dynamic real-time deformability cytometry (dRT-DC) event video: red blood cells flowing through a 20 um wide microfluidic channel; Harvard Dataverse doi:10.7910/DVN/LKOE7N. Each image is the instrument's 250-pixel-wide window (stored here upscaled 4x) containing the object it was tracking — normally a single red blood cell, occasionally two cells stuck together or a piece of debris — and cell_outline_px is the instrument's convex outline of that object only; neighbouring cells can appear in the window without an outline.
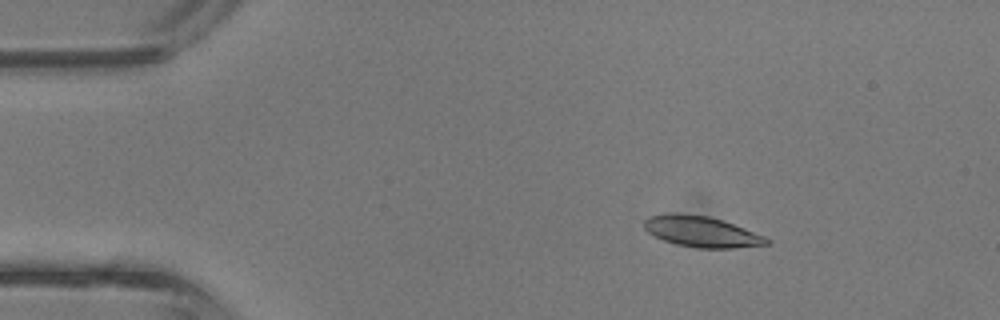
{"species": "common noctule bat (a hibernating species)", "species_latin": "Nyctalus noctula", "temperature_condition": "room temperature", "stored_images_in_passage": 4, "camera_frame_rate_fps": 3000, "um_per_image_px": 0.085, "animal": {"sex": "male", "body_mass_g": 13.3}, "frame": {"image": 1, "passage_image": 2, "time_ms": 0.333, "image_size_px": [1000, 320], "cell_outline_px": [[772, 240], [768, 244], [736, 248], [696, 248], [676, 244], [664, 240], [648, 232], [644, 228], [644, 220], [648, 216], [676, 212], [708, 216], [744, 228], [764, 236]], "centroid_in_image_um": [59.61, 19.69], "position_along_channel_um": 25.4, "area_um2": 21.91}}
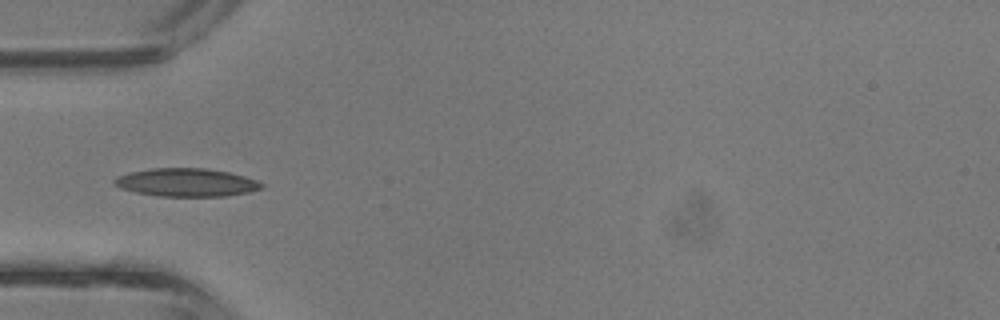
{"frame": {"image": 2, "passage_image": 4, "time_ms": 1.0, "image_size_px": [1000, 320], "cell_outline_px": [[264, 188], [248, 192], [224, 196], [156, 196], [136, 192], [120, 188], [112, 184], [112, 180], [116, 176], [132, 172], [152, 168], [208, 168], [228, 172], [244, 176], [256, 180], [264, 184]], "centroid_in_image_um": [15.83, 15.51], "position_along_channel_um": 69.2, "area_um2": 24.22}}